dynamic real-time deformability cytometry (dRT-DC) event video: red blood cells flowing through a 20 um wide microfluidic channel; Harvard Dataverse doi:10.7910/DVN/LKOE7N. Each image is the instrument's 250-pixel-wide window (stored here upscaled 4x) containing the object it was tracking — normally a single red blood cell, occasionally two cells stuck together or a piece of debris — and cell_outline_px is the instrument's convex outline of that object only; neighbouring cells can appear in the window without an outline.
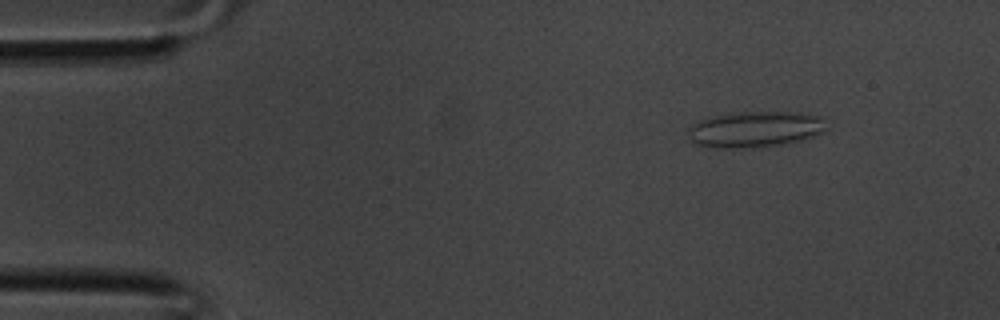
{"species": "common noctule bat (a hibernating species)", "species_latin": "Nyctalus noctula", "temperature_condition": "room temperature", "stored_images_in_passage": 33, "camera_frame_rate_fps": 3000, "um_per_image_px": 0.085, "animal": {"sex": "male", "body_mass_g": 20.1, "forearm_length_mm": 53.5}, "frame": {"image": 1, "passage_image": 2, "time_ms": 0.333, "image_size_px": [1000, 320], "cell_outline_px": [[828, 128], [824, 132], [800, 140], [784, 144], [728, 148], [716, 148], [696, 144], [688, 136], [688, 128], [692, 124], [700, 120], [716, 116], [744, 112], [796, 112], [820, 116]], "centroid_in_image_um": [64.19, 10.98], "position_along_channel_um": 20.8, "area_um2": 28.55}}
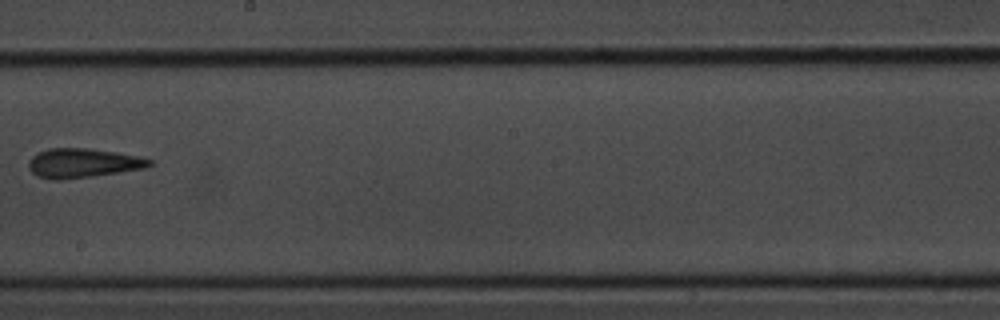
{"frame": {"image": 2, "passage_image": 18, "time_ms": 5.667, "image_size_px": [1000, 320], "cell_outline_px": [[152, 164], [144, 168], [92, 176], [56, 180], [36, 176], [28, 168], [28, 164], [32, 156], [48, 148], [88, 148], [116, 152], [140, 156], [152, 160]], "centroid_in_image_um": [7.03, 13.85], "position_along_channel_um": 241.2, "area_um2": 20.46}}
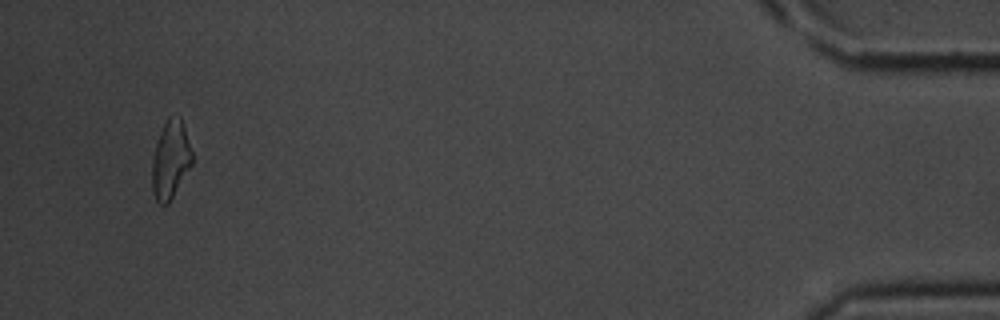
{"frame": {"image": 3, "passage_image": 32, "time_ms": 10.333, "image_size_px": [1000, 320], "cell_outline_px": [[192, 164], [168, 204], [160, 204], [156, 200], [152, 192], [152, 160], [156, 144], [160, 132], [168, 116], [180, 116], [192, 152]], "centroid_in_image_um": [14.48, 13.59], "position_along_channel_um": 420.7, "area_um2": 17.98}}